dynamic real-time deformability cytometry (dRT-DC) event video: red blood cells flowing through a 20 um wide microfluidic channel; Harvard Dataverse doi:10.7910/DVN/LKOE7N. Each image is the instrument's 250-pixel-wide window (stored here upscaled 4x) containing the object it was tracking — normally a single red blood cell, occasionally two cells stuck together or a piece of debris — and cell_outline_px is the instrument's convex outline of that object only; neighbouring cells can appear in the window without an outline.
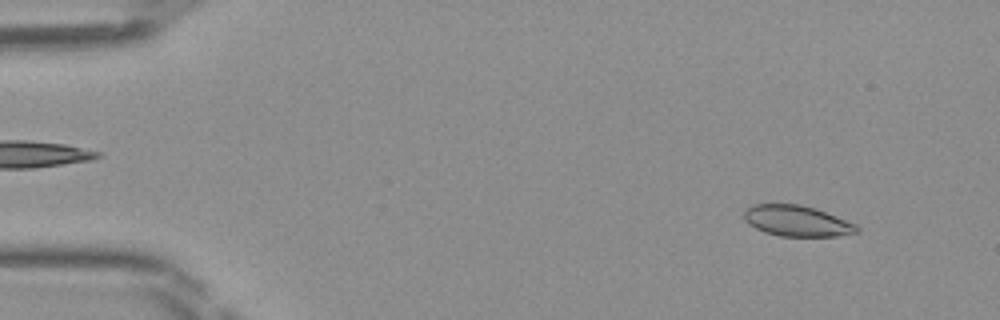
{"species": "Egyptian fruit bat (a non-hibernating species)", "species_latin": "Rousettus aegyptiacus", "temperature_condition": "room temperature", "stored_images_in_passage": 47, "camera_frame_rate_fps": 3000, "um_per_image_px": 0.085, "frame": {"image": 1, "passage_image": 4, "time_ms": 1.0, "image_size_px": [1000, 320], "cell_outline_px": [[860, 232], [836, 236], [780, 236], [764, 232], [748, 224], [744, 220], [744, 212], [752, 204], [800, 204], [816, 208], [856, 224], [860, 228]], "centroid_in_image_um": [67.75, 18.78], "position_along_channel_um": 17.3, "area_um2": 20.35}}
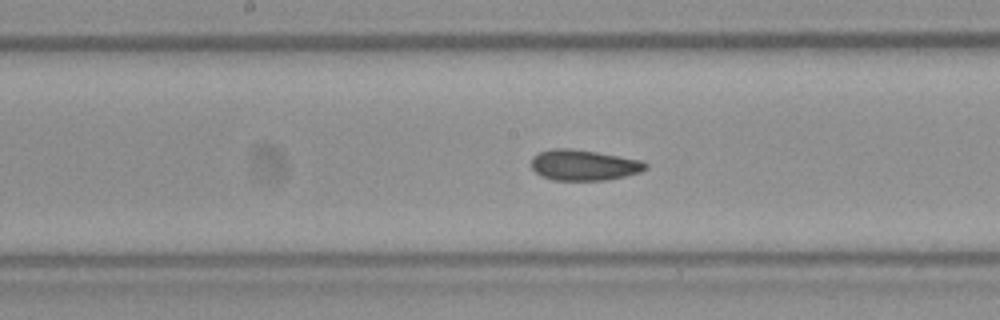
{"frame": {"image": 2, "passage_image": 24, "time_ms": 7.667, "image_size_px": [1000, 320], "cell_outline_px": [[648, 168], [640, 172], [624, 176], [604, 180], [552, 180], [540, 176], [532, 168], [532, 156], [540, 152], [552, 148], [572, 148], [596, 152], [640, 160], [648, 164]], "centroid_in_image_um": [49.6, 14.03], "position_along_channel_um": 198.6, "area_um2": 20.4}}
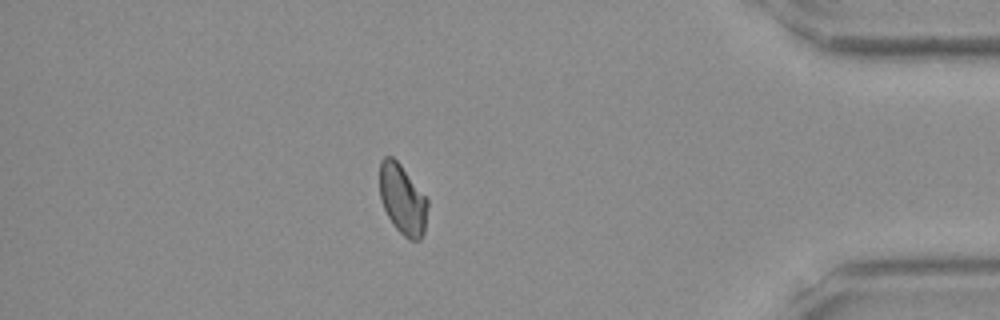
{"frame": {"image": 3, "passage_image": 41, "time_ms": 13.333, "image_size_px": [1000, 320], "cell_outline_px": [[428, 204], [424, 232], [420, 240], [408, 240], [392, 224], [380, 200], [380, 160], [384, 156], [392, 156], [400, 164], [428, 200]], "centroid_in_image_um": [34.2, 16.96], "position_along_channel_um": 401.0, "area_um2": 19.48}}